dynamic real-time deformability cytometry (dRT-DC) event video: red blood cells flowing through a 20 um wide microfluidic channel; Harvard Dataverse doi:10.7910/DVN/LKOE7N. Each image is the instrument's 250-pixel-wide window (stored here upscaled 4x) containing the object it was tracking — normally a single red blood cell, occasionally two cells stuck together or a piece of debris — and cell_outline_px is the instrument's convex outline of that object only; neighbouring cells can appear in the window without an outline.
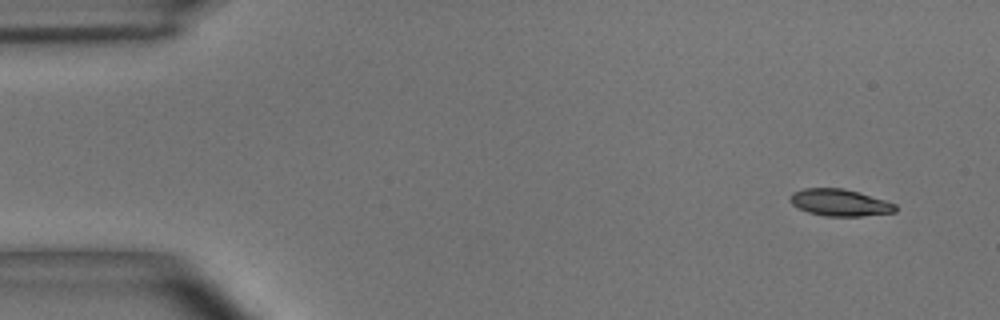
{"species": "common noctule bat (a hibernating species)", "species_latin": "Nyctalus noctula", "temperature_condition": "room temperature", "stored_images_in_passage": 5, "segment_of_instrument_passage": [2, 2], "camera_frame_rate_fps": 3000, "um_per_image_px": 0.085, "animal": {"sex": "male", "body_mass_g": 15.6}, "frame": {"image": 1, "passage_image": 5, "time_ms": 1.333, "image_size_px": [1000, 320], "cell_outline_px": [[896, 212], [860, 216], [824, 216], [808, 212], [792, 204], [788, 200], [788, 196], [792, 192], [804, 188], [844, 188], [884, 200], [896, 204]], "centroid_in_image_um": [71.34, 17.21], "position_along_channel_um": 13.7, "area_um2": 16.47}}